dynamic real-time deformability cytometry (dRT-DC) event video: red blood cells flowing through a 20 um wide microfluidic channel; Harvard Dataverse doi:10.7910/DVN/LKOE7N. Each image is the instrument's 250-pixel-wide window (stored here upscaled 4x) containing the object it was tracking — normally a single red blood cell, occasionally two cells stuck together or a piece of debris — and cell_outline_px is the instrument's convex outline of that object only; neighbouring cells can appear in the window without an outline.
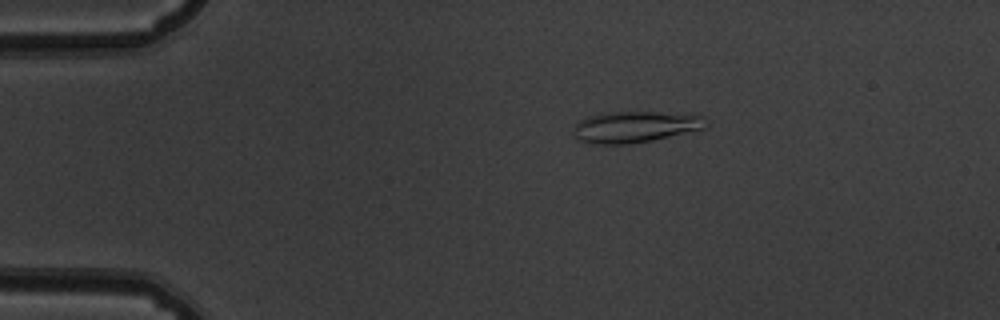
{"species": "common noctule bat (a hibernating species)", "species_latin": "Nyctalus noctula", "temperature_condition": "warm", "stored_images_in_passage": 52, "camera_frame_rate_fps": 3000, "um_per_image_px": 0.085, "animal": {"sex": "male", "body_mass_g": 19.5, "forearm_length_mm": 54.6}, "frame": {"image": 1, "passage_image": 10, "time_ms": 3.0, "image_size_px": [1000, 320], "cell_outline_px": [[708, 124], [704, 128], [652, 140], [628, 144], [600, 144], [576, 140], [572, 136], [572, 132], [576, 120], [588, 116], [604, 112], [692, 112], [704, 116]], "centroid_in_image_um": [53.97, 10.76], "position_along_channel_um": 31.0, "area_um2": 24.74}}
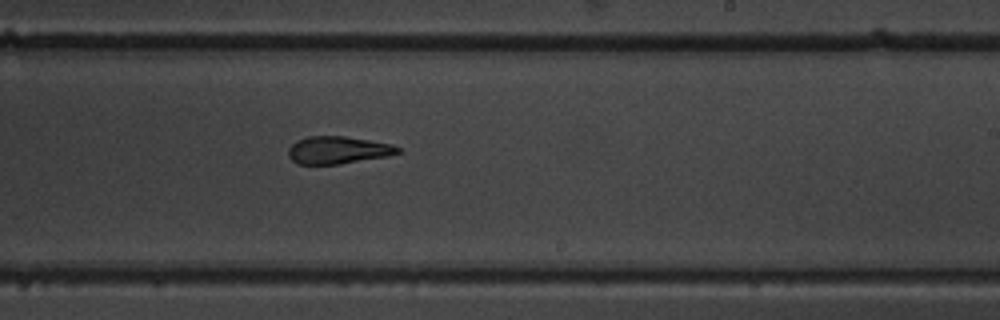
{"frame": {"image": 2, "passage_image": 32, "time_ms": 10.333, "image_size_px": [1000, 320], "cell_outline_px": [[404, 152], [388, 156], [340, 164], [296, 164], [288, 156], [288, 148], [296, 140], [308, 136], [344, 136], [392, 144], [400, 148]], "centroid_in_image_um": [28.73, 12.76], "position_along_channel_um": 260.3, "area_um2": 17.69}}
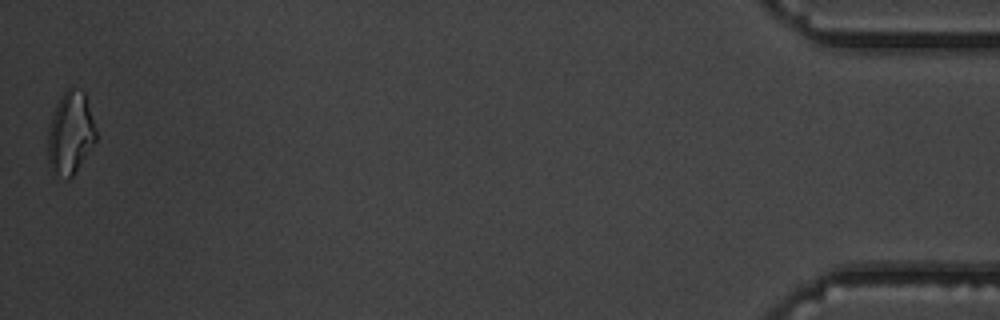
{"frame": {"image": 3, "passage_image": 52, "time_ms": 17.0, "image_size_px": [1000, 320], "cell_outline_px": [[96, 140], [72, 176], [68, 180], [52, 176], [48, 164], [48, 136], [52, 116], [56, 104], [60, 96], [72, 84], [84, 92], [96, 128]], "centroid_in_image_um": [5.96, 11.34], "position_along_channel_um": 429.2, "area_um2": 23.35}, "authors_computed_cell_mechanics": {"area_um2": 19.1318, "velocity_mm_per_s": 3.8845, "shape_relaxation_time_tau1_ms": null, "shape_relaxation_time_tau2_ms": 4.7452, "deformation_change_tau1": null, "deformation_change_tau2": 0.1512}}